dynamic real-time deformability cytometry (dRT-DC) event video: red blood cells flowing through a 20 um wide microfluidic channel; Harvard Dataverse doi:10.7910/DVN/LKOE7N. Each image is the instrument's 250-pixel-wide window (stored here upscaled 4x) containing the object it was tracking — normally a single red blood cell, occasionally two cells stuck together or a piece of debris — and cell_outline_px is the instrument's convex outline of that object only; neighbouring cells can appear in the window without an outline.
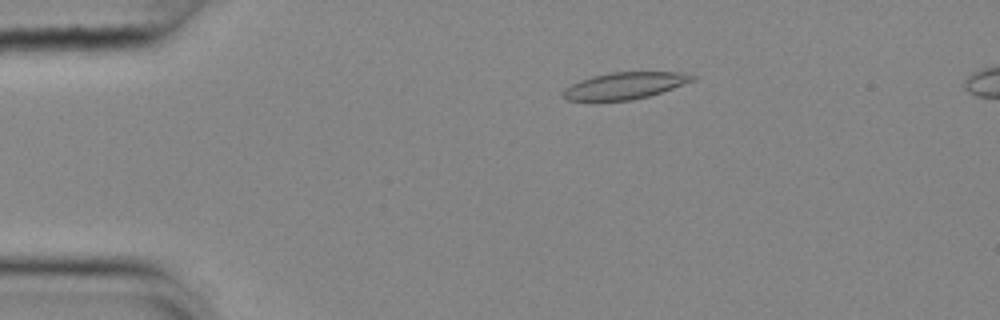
{"species": "common noctule bat (a hibernating species)", "species_latin": "Nyctalus noctula", "temperature_condition": "cold", "stored_images_in_passage": 9, "camera_frame_rate_fps": 3000, "um_per_image_px": 0.085, "animal": {"sex": "female", "body_mass_g": 25.1}, "frame": {"image": 1, "passage_image": 2, "time_ms": 0.333, "image_size_px": [1000, 320], "cell_outline_px": [[696, 80], [648, 96], [632, 100], [568, 100], [560, 96], [560, 92], [564, 88], [580, 80], [592, 76], [612, 72], [680, 72], [696, 76]], "centroid_in_image_um": [53.08, 7.27], "position_along_channel_um": 31.9, "area_um2": 20.06}}